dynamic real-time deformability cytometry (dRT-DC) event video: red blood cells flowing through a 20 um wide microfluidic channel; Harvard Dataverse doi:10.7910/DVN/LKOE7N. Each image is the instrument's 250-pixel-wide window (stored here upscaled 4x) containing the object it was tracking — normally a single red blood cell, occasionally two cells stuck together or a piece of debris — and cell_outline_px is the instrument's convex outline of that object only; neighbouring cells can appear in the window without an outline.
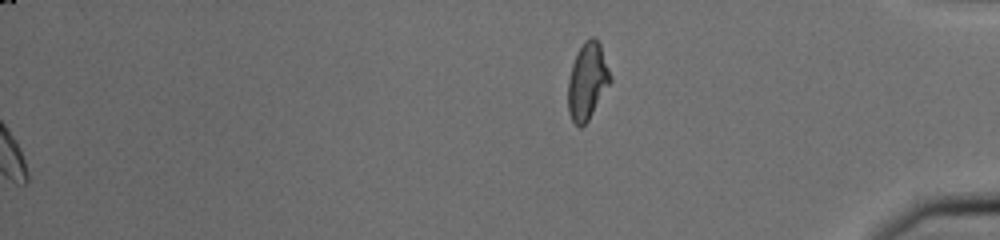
{"species": "common noctule bat (a hibernating species)", "species_latin": "Nyctalus noctula", "temperature_condition": "cold", "stored_images_in_passage": 39, "segment_of_instrument_passage": [2, 2], "camera_frame_rate_fps": 3000, "um_per_image_px": 0.085, "animal": {"sex": "male", "body_mass_g": 20.0, "forearm_length_mm": 53.3}, "frame": {"image": 1, "passage_image": 39, "time_ms": 12.667, "image_size_px": [1000, 240], "cell_outline_px": [[612, 80], [588, 120], [580, 128], [572, 120], [568, 112], [568, 80], [572, 64], [584, 40], [592, 36], [596, 36], [600, 44], [612, 76]], "centroid_in_image_um": [49.93, 6.88], "position_along_channel_um": 385.3, "area_um2": 18.84}}